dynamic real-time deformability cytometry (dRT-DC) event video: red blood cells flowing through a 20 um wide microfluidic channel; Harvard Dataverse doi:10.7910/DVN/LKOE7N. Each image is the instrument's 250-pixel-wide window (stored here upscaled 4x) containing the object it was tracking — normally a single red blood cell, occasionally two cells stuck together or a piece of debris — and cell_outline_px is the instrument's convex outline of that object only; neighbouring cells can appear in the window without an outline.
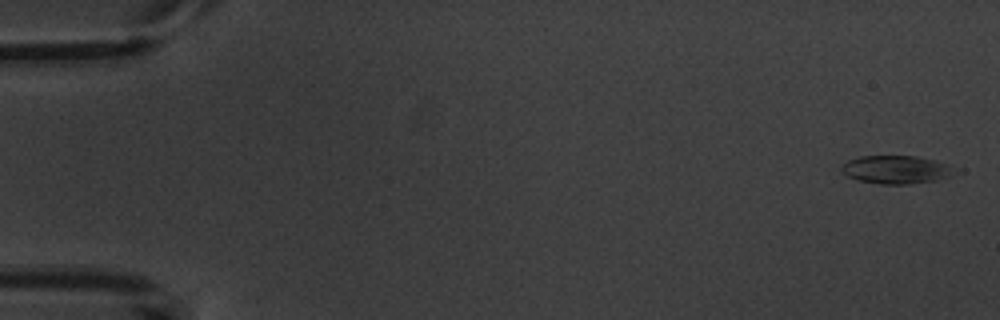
{"species": "common noctule bat (a hibernating species)", "species_latin": "Nyctalus noctula", "temperature_condition": "warm", "stored_images_in_passage": 6, "camera_frame_rate_fps": 3000, "um_per_image_px": 0.085, "animal": {"sex": "male", "body_mass_g": 20.1, "forearm_length_mm": 53.5}, "frame": {"image": 1, "passage_image": 1, "time_ms": 0.0, "image_size_px": [1000, 320], "cell_outline_px": [[964, 172], [952, 176], [936, 180], [908, 184], [880, 184], [860, 180], [848, 176], [840, 172], [840, 164], [848, 160], [860, 156], [916, 156], [936, 160], [964, 168]], "centroid_in_image_um": [76.32, 14.41], "position_along_channel_um": 8.7, "area_um2": 19.31}}